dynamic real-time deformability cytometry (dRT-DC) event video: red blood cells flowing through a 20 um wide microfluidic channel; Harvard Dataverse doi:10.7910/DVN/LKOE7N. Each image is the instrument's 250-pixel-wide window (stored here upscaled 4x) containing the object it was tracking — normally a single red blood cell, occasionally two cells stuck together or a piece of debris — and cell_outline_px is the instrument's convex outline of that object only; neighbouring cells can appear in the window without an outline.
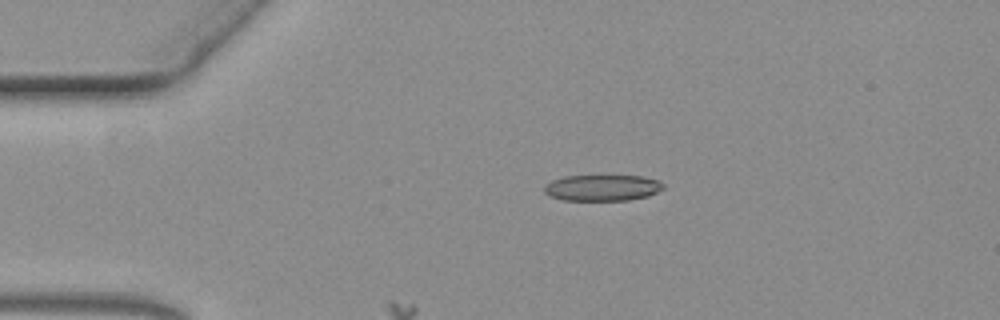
{"species": "common noctule bat (a hibernating species)", "species_latin": "Nyctalus noctula", "temperature_condition": "warm", "stored_images_in_passage": 49, "camera_frame_rate_fps": 3000, "um_per_image_px": 0.085, "animal": {"sex": "female", "body_mass_g": 19.3, "forearm_length_mm": 54.1}, "frame": {"image": 1, "passage_image": 1, "time_ms": 0.0, "image_size_px": [1000, 320], "cell_outline_px": [[664, 188], [648, 196], [628, 200], [564, 200], [548, 196], [544, 192], [544, 184], [552, 180], [564, 176], [644, 176], [660, 180], [664, 184]], "centroid_in_image_um": [51.19, 15.96], "position_along_channel_um": 33.8, "area_um2": 18.26}}
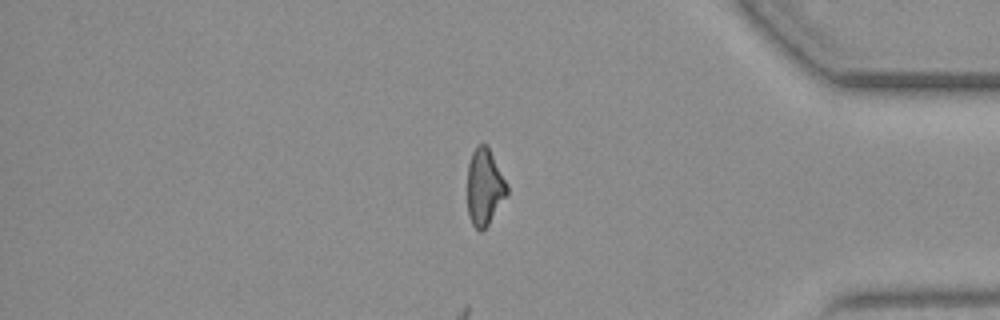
{"frame": {"image": 2, "passage_image": 39, "time_ms": 12.667, "image_size_px": [1000, 320], "cell_outline_px": [[508, 196], [488, 224], [480, 232], [472, 224], [468, 216], [468, 164], [472, 152], [476, 144], [484, 144], [488, 148], [508, 184]], "centroid_in_image_um": [41.19, 15.92], "position_along_channel_um": 394.0, "area_um2": 17.69}}
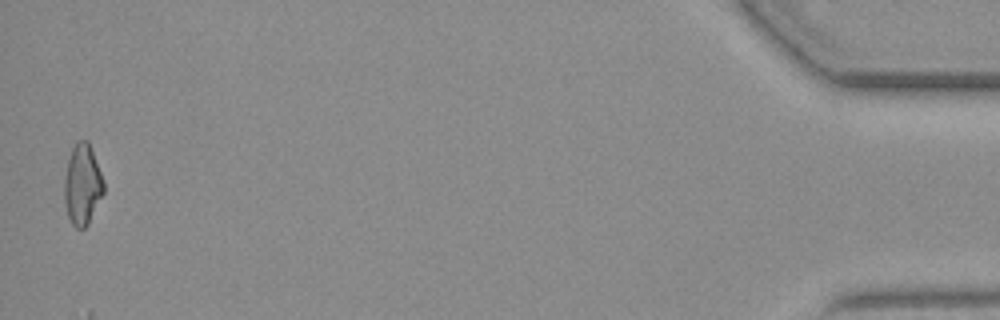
{"frame": {"image": 3, "passage_image": 48, "time_ms": 15.667, "image_size_px": [1000, 320], "cell_outline_px": [[104, 192], [88, 224], [84, 228], [76, 228], [72, 224], [68, 216], [64, 200], [64, 180], [68, 160], [72, 148], [76, 140], [88, 140], [100, 172], [104, 184]], "centroid_in_image_um": [6.99, 15.69], "position_along_channel_um": 428.2, "area_um2": 18.32}}